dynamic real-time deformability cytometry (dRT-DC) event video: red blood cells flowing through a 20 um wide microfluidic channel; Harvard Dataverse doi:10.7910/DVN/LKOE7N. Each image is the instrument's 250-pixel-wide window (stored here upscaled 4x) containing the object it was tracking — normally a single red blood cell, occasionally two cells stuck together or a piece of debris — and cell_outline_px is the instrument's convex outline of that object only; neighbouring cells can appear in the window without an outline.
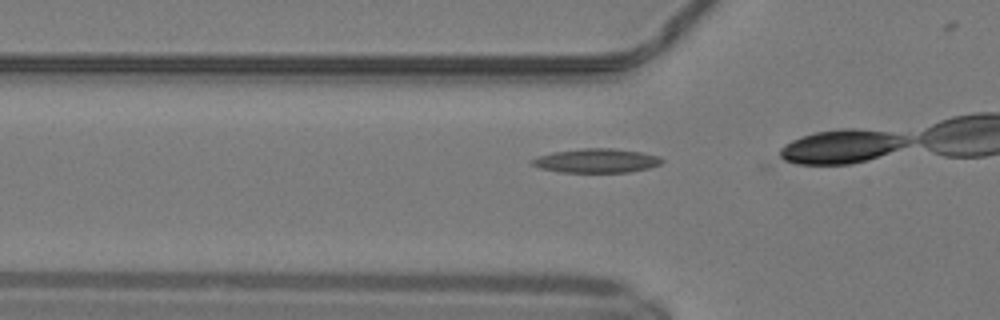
{"species": "common noctule bat (a hibernating species)", "species_latin": "Nyctalus noctula", "temperature_condition": "warm", "stored_images_in_passage": 11, "camera_frame_rate_fps": 3000, "um_per_image_px": 0.085, "animal": {"sex": "male", "body_mass_g": 19.2, "forearm_length_mm": 51.8}, "frame": {"image": 1, "passage_image": 7, "time_ms": 2.0, "image_size_px": [1000, 320], "cell_outline_px": [[664, 160], [660, 164], [648, 168], [628, 172], [560, 172], [540, 168], [532, 164], [532, 160], [540, 156], [552, 152], [584, 148], [612, 148], [640, 152], [660, 156]], "centroid_in_image_um": [50.73, 13.66], "position_along_channel_um": 75.1, "area_um2": 18.03}}
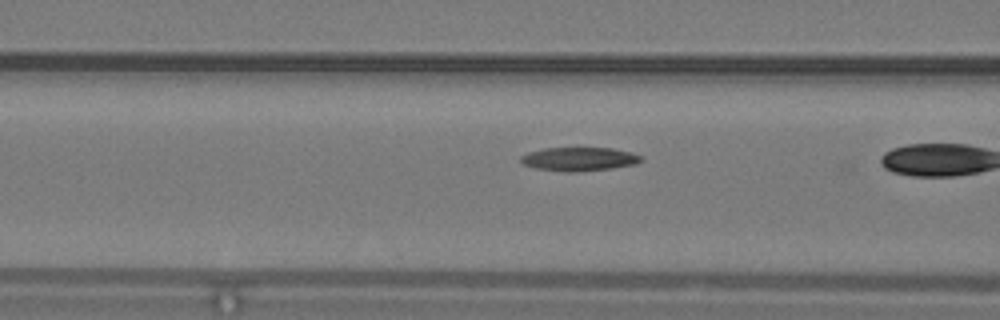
{"frame": {"image": 2, "passage_image": 10, "time_ms": 3.0, "image_size_px": [1000, 320], "cell_outline_px": [[644, 160], [636, 164], [612, 168], [576, 172], [564, 172], [536, 168], [524, 164], [520, 160], [520, 156], [528, 152], [544, 148], [612, 148], [632, 152], [640, 156]], "centroid_in_image_um": [49.24, 13.52], "position_along_channel_um": 117.4, "area_um2": 16.65}}